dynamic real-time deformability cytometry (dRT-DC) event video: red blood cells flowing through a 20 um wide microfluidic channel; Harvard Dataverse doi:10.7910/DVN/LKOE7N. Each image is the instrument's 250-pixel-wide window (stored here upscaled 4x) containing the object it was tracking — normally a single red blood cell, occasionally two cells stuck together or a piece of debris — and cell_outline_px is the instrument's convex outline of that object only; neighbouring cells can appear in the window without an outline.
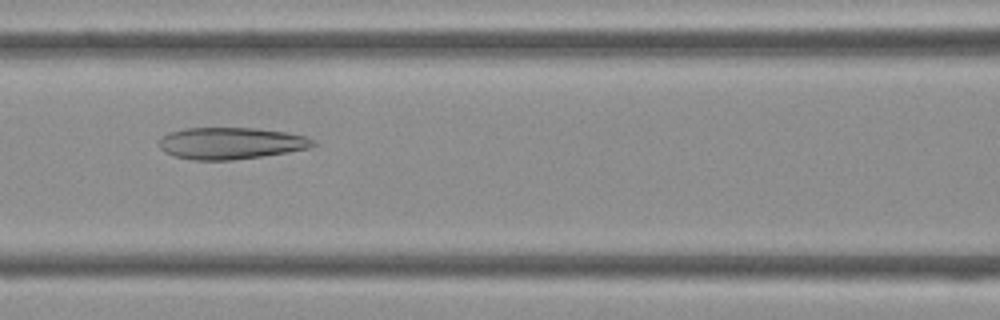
{"species": "Egyptian fruit bat (a non-hibernating species)", "species_latin": "Rousettus aegyptiacus", "temperature_condition": "cold", "stored_images_in_passage": 43, "camera_frame_rate_fps": 3000, "um_per_image_px": 0.085, "frame": {"image": 1, "passage_image": 18, "time_ms": 5.667, "image_size_px": [1000, 320], "cell_outline_px": [[316, 144], [308, 148], [260, 156], [232, 160], [192, 160], [172, 156], [164, 152], [160, 148], [160, 136], [168, 132], [184, 128], [256, 128], [284, 132], [304, 136], [312, 140]], "centroid_in_image_um": [19.52, 12.17], "position_along_channel_um": 147.1, "area_um2": 28.32}}
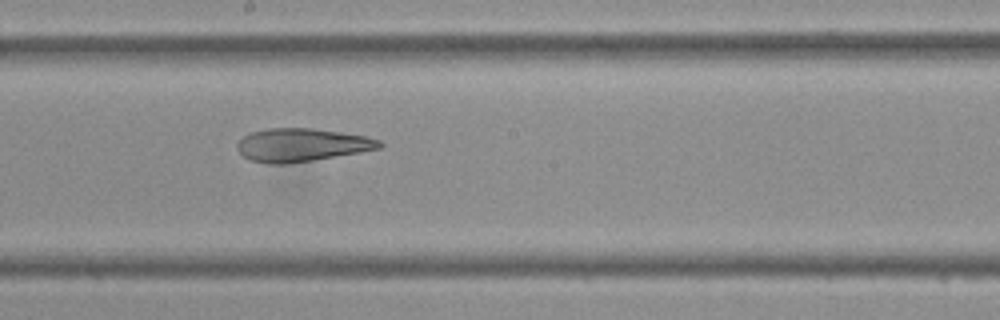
{"frame": {"image": 2, "passage_image": 23, "time_ms": 7.333, "image_size_px": [1000, 320], "cell_outline_px": [[384, 144], [380, 148], [360, 152], [288, 164], [268, 164], [248, 160], [236, 148], [236, 144], [244, 136], [252, 132], [264, 128], [312, 128], [364, 136], [380, 140]], "centroid_in_image_um": [25.6, 12.32], "position_along_channel_um": 222.6, "area_um2": 27.4}}
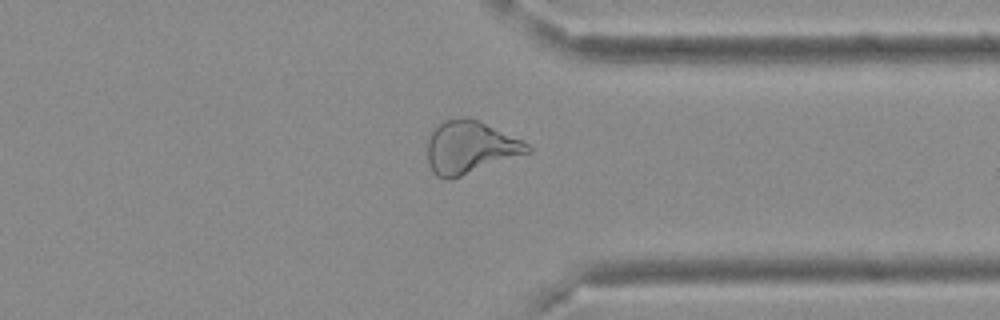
{"frame": {"image": 3, "passage_image": 33, "time_ms": 10.667, "image_size_px": [1000, 320], "cell_outline_px": [[532, 152], [452, 180], [444, 180], [436, 176], [432, 172], [428, 164], [428, 140], [432, 132], [444, 120], [464, 116], [468, 116], [524, 140], [532, 148]], "centroid_in_image_um": [39.98, 12.55], "position_along_channel_um": 371.4, "area_um2": 31.15}}